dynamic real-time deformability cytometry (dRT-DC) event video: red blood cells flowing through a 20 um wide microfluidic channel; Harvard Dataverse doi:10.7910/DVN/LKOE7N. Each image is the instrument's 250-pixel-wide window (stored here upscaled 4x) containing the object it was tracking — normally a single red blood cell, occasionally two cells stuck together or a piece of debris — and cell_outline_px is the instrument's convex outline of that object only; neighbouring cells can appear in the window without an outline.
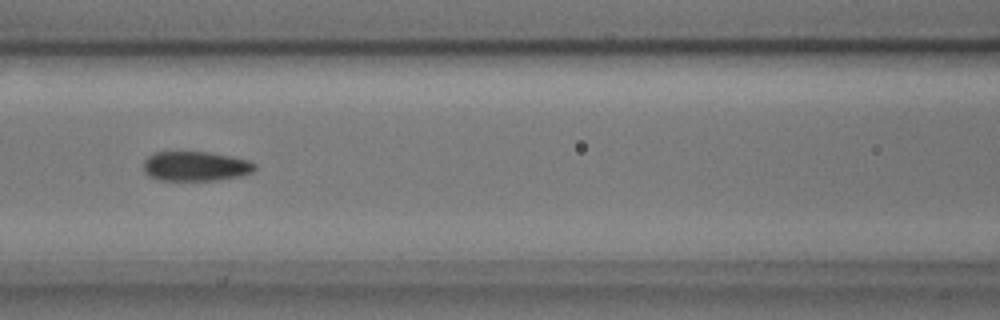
{"species": "common noctule bat (a hibernating species)", "species_latin": "Nyctalus noctula", "temperature_condition": "cold", "stored_images_in_passage": 9, "camera_frame_rate_fps": 3000, "um_per_image_px": 0.085, "animal": {"sex": "male", "body_mass_g": 17.9, "forearm_length_mm": 54.2}, "frame": {"image": 1, "passage_image": 6, "time_ms": 1.667, "image_size_px": [1000, 320], "cell_outline_px": [[256, 168], [252, 172], [240, 176], [216, 180], [160, 180], [148, 176], [144, 172], [144, 160], [152, 152], [208, 152], [248, 160], [256, 164]], "centroid_in_image_um": [16.6, 14.13], "position_along_channel_um": 150.0, "area_um2": 19.19}}
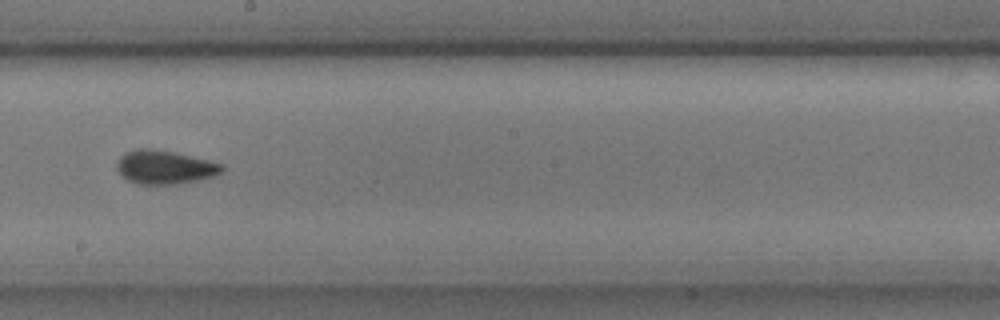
{"frame": {"image": 2, "passage_image": 8, "time_ms": 2.333, "image_size_px": [1000, 320], "cell_outline_px": [[224, 172], [212, 176], [196, 180], [176, 184], [136, 184], [128, 180], [116, 168], [116, 164], [120, 156], [124, 152], [136, 148], [152, 148], [172, 152], [208, 160], [224, 164]], "centroid_in_image_um": [13.99, 14.2], "position_along_channel_um": 234.2, "area_um2": 20.58}}
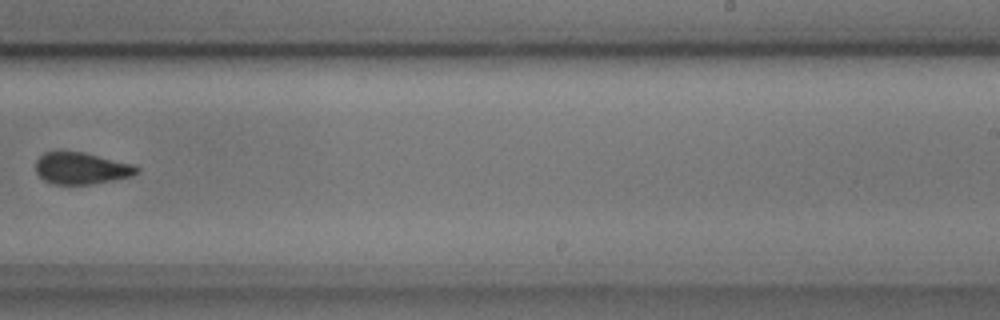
{"frame": {"image": 3, "passage_image": 9, "time_ms": 2.667, "image_size_px": [1000, 320], "cell_outline_px": [[140, 172], [132, 176], [92, 184], [52, 184], [44, 180], [36, 172], [36, 160], [44, 152], [60, 148], [84, 152], [136, 164], [140, 168]], "centroid_in_image_um": [6.92, 14.26], "position_along_channel_um": 282.1, "area_um2": 19.42}}